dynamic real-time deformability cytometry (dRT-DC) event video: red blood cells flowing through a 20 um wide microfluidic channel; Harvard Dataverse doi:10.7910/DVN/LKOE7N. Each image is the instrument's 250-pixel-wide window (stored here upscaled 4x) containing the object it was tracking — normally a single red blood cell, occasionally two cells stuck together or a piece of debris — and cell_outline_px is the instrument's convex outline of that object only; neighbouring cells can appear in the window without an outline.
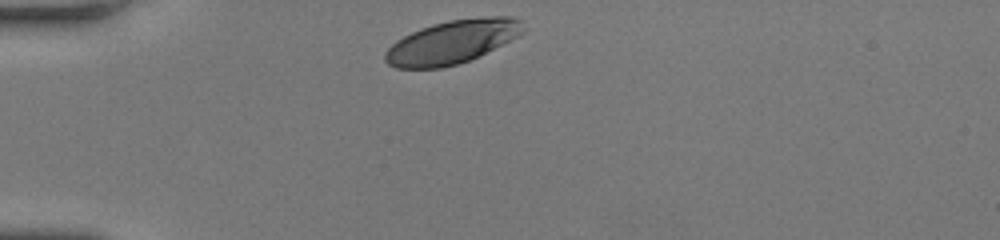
{"species": "human", "species_latin": "Homo sapiens", "temperature_condition": "room temperature", "stored_images_in_passage": 26, "camera_frame_rate_fps": 3000, "um_per_image_px": 0.085, "donor": {"sex": "female"}, "frame": {"image": 1, "passage_image": 1, "time_ms": 0.0, "image_size_px": [1000, 240], "cell_outline_px": [[524, 32], [468, 60], [456, 64], [440, 68], [396, 68], [388, 64], [384, 60], [384, 52], [396, 40], [420, 28], [432, 24], [448, 20], [492, 16], [512, 16], [520, 20], [524, 28]], "centroid_in_image_um": [38.37, 3.55], "position_along_channel_um": 46.6, "area_um2": 34.39}}
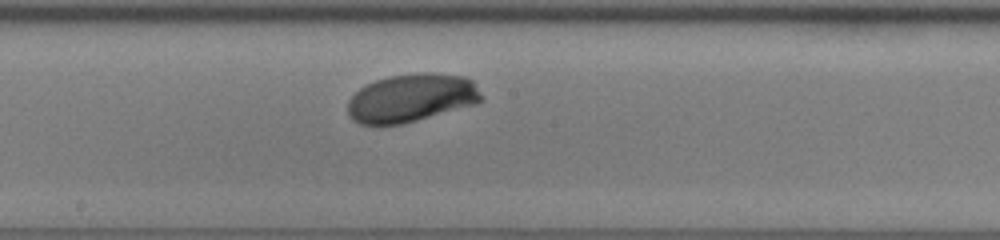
{"frame": {"image": 2, "passage_image": 14, "time_ms": 4.333, "image_size_px": [1000, 240], "cell_outline_px": [[484, 100], [476, 104], [404, 124], [360, 124], [348, 112], [348, 100], [360, 88], [376, 80], [388, 76], [412, 72], [432, 72], [464, 76], [472, 80], [484, 96]], "centroid_in_image_um": [35.03, 8.3], "position_along_channel_um": 213.2, "area_um2": 37.74}}
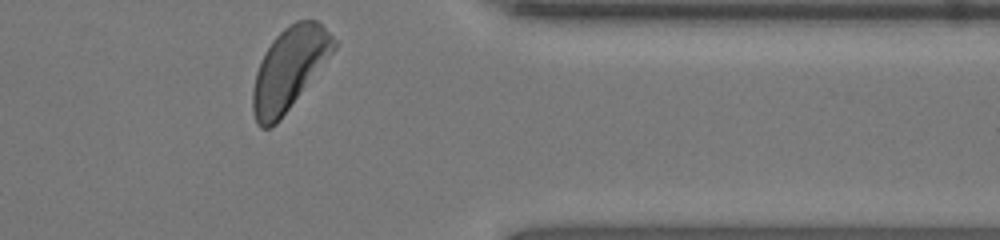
{"frame": {"image": 3, "passage_image": 26, "time_ms": 8.333, "image_size_px": [1000, 240], "cell_outline_px": [[336, 48], [280, 120], [276, 124], [268, 128], [260, 128], [256, 124], [252, 112], [252, 88], [256, 72], [260, 60], [264, 52], [272, 40], [284, 28], [296, 20], [316, 20], [336, 40]], "centroid_in_image_um": [24.54, 5.87], "position_along_channel_um": 386.9, "area_um2": 38.49}}